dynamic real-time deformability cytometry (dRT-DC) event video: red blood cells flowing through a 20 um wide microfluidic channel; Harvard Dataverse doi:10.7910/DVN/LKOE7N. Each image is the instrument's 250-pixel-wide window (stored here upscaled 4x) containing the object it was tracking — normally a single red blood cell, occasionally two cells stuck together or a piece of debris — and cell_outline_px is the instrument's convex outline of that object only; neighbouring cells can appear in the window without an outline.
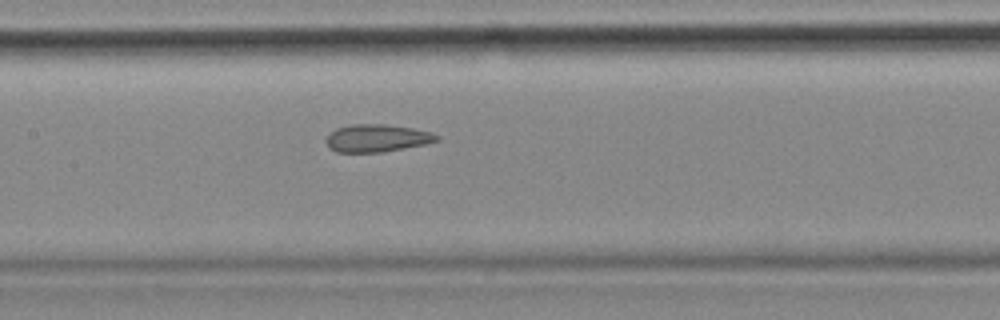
{"species": "common noctule bat (a hibernating species)", "species_latin": "Nyctalus noctula", "temperature_condition": "cold", "stored_images_in_passage": 36, "camera_frame_rate_fps": 3000, "um_per_image_px": 0.085, "animal": {"sex": "female", "body_mass_g": 18.4}, "frame": {"image": 1, "passage_image": 26, "time_ms": 8.333, "image_size_px": [1000, 320], "cell_outline_px": [[440, 140], [428, 144], [380, 152], [336, 152], [328, 148], [324, 140], [336, 128], [352, 124], [384, 124], [412, 128], [432, 132], [440, 136]], "centroid_in_image_um": [32.05, 11.74], "position_along_channel_um": 175.3, "area_um2": 17.92}}